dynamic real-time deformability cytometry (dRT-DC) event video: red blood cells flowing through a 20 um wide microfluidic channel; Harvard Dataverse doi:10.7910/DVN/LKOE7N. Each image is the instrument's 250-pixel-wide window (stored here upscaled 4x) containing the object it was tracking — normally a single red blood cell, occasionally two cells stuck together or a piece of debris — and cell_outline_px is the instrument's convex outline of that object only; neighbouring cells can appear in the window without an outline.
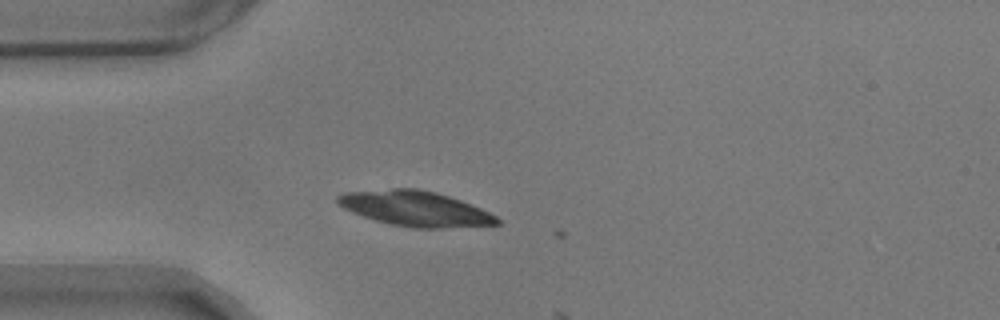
{"species": "common noctule bat (a hibernating species)", "species_latin": "Nyctalus noctula", "temperature_condition": "warm", "stored_images_in_passage": 4, "camera_frame_rate_fps": 3000, "um_per_image_px": 0.085, "animal": {"sex": "male", "body_mass_g": 17.9}, "frame": {"image": 1, "passage_image": 3, "time_ms": 0.667, "image_size_px": [1000, 320], "cell_outline_px": [[500, 224], [444, 228], [412, 228], [388, 224], [352, 212], [344, 208], [336, 200], [336, 196], [344, 192], [392, 188], [416, 188], [436, 192], [460, 200], [480, 208], [496, 216], [500, 220]], "centroid_in_image_um": [35.28, 17.73], "position_along_channel_um": 49.7, "area_um2": 32.54}}